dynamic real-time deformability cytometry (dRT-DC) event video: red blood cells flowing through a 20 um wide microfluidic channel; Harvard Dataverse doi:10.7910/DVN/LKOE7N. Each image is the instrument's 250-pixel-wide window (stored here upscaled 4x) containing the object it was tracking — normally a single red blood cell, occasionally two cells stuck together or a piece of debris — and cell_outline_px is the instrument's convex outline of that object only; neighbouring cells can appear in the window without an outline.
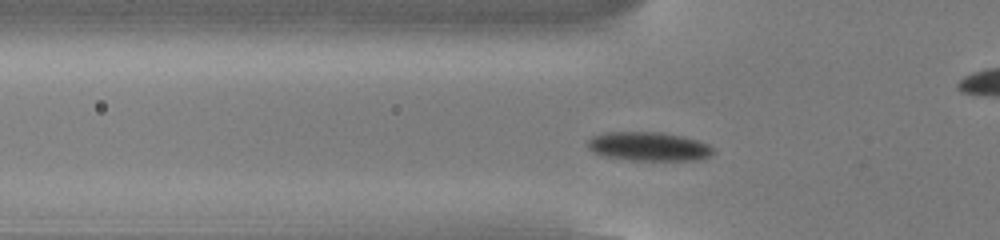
{"species": "common noctule bat (a hibernating species)", "species_latin": "Nyctalus noctula", "temperature_condition": "cold", "stored_images_in_passage": 50, "camera_frame_rate_fps": 3000, "um_per_image_px": 0.085, "animal": {"sex": "male", "body_mass_g": 13.0, "forearm_length_mm": 53.1}, "frame": {"image": 1, "passage_image": 13, "time_ms": 4.0, "image_size_px": [1000, 240], "cell_outline_px": [[716, 152], [712, 156], [696, 160], [628, 160], [604, 156], [592, 152], [588, 148], [588, 140], [592, 136], [604, 132], [660, 132], [680, 136], [696, 140], [708, 144]], "centroid_in_image_um": [55.12, 12.45], "position_along_channel_um": 70.7, "area_um2": 21.21}}
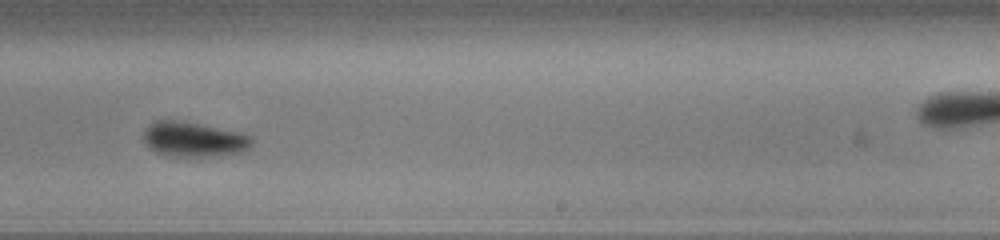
{"frame": {"image": 2, "passage_image": 29, "time_ms": 9.333, "image_size_px": [1000, 240], "cell_outline_px": [[252, 144], [244, 152], [220, 156], [168, 156], [156, 152], [144, 144], [144, 128], [148, 124], [156, 120], [172, 120], [200, 124], [240, 132], [252, 136]], "centroid_in_image_um": [16.46, 11.85], "position_along_channel_um": 272.5, "area_um2": 22.2}}
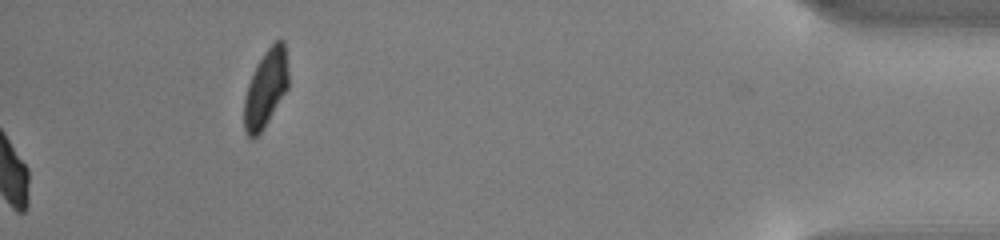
{"frame": {"image": 3, "passage_image": 50, "time_ms": 16.333, "image_size_px": [1000, 240], "cell_outline_px": [[288, 88], [264, 128], [252, 140], [244, 132], [244, 96], [248, 84], [256, 64], [264, 52], [276, 40], [284, 40], [288, 72]], "centroid_in_image_um": [22.57, 7.53], "position_along_channel_um": 412.6, "area_um2": 20.06}, "authors_computed_cell_mechanics": {"area_um2": 20.9525, "velocity_mm_per_s": 3.7997, "shape_relaxation_time_tau1_ms": 1.8511, "shape_relaxation_time_tau2_ms": null, "deformation_change_tau1": 0.0959, "deformation_change_tau2": null}}